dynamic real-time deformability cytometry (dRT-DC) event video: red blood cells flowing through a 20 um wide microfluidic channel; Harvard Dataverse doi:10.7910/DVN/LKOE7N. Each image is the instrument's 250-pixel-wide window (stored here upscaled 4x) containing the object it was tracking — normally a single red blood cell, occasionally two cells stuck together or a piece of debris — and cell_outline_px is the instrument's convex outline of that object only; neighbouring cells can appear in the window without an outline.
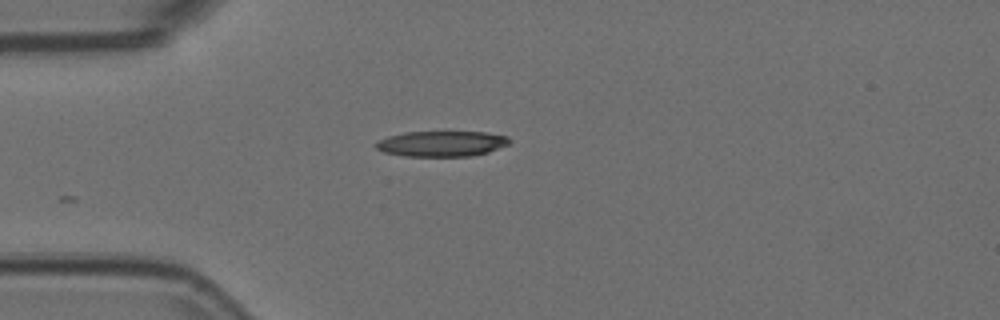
{"species": "Egyptian fruit bat (a non-hibernating species)", "species_latin": "Rousettus aegyptiacus", "temperature_condition": "room temperature", "stored_images_in_passage": 14, "camera_frame_rate_fps": 3000, "um_per_image_px": 0.085, "animal": {"sex": "female"}, "frame": {"image": 1, "passage_image": 1, "time_ms": 0.0, "image_size_px": [1000, 320], "cell_outline_px": [[512, 140], [508, 144], [488, 152], [472, 156], [404, 156], [384, 152], [376, 148], [372, 144], [388, 136], [404, 132], [484, 132], [508, 136]], "centroid_in_image_um": [37.53, 12.21], "position_along_channel_um": 47.5, "area_um2": 19.88}}
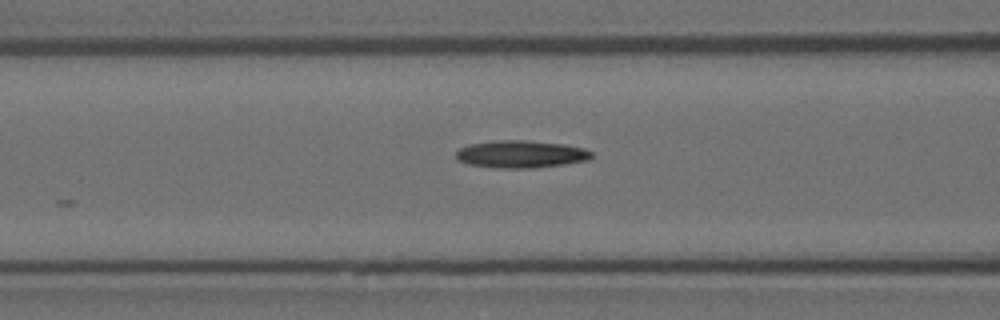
{"frame": {"image": 2, "passage_image": 8, "time_ms": 2.333, "image_size_px": [1000, 320], "cell_outline_px": [[592, 156], [588, 160], [564, 164], [532, 168], [496, 168], [468, 164], [460, 160], [456, 156], [456, 152], [460, 148], [468, 144], [500, 140], [524, 140], [560, 144], [584, 148], [592, 152]], "centroid_in_image_um": [44.27, 13.11], "position_along_channel_um": 122.3, "area_um2": 21.44}}
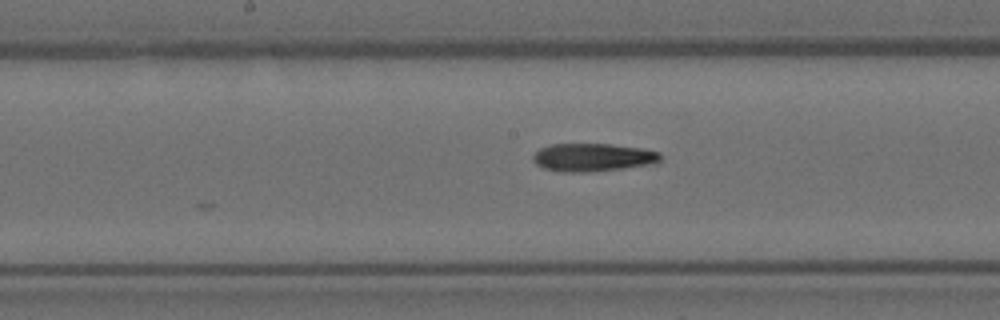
{"frame": {"image": 3, "passage_image": 14, "time_ms": 4.333, "image_size_px": [1000, 320], "cell_outline_px": [[660, 160], [644, 164], [624, 168], [588, 172], [560, 172], [544, 168], [536, 164], [532, 160], [532, 156], [540, 148], [552, 144], [612, 144], [644, 148], [660, 152]], "centroid_in_image_um": [50.34, 13.37], "position_along_channel_um": 197.9, "area_um2": 20.69}}